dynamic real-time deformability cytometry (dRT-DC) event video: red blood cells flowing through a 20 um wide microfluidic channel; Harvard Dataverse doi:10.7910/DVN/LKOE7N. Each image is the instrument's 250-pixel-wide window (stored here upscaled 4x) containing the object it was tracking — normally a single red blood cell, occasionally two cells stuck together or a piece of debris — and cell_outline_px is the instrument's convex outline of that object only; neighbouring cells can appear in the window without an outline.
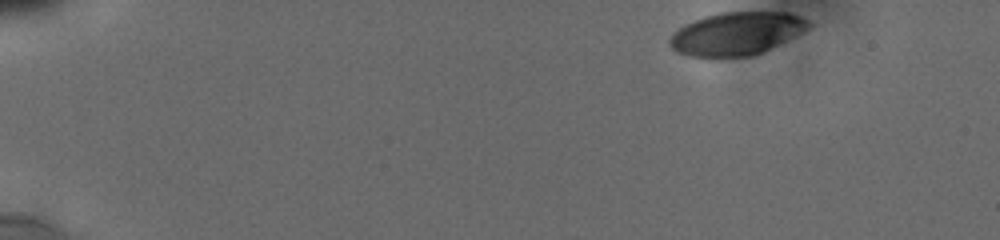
{"species": "human", "species_latin": "Homo sapiens", "temperature_condition": "cold", "stored_images_in_passage": 17, "camera_frame_rate_fps": 3000, "um_per_image_px": 0.085, "donor": {"sex": "male"}, "frame": {"image": 1, "passage_image": 1, "time_ms": 0.0, "image_size_px": [1000, 240], "cell_outline_px": [[812, 24], [808, 28], [752, 56], [688, 56], [676, 52], [668, 44], [668, 40], [672, 32], [684, 24], [704, 16], [720, 12], [788, 12], [800, 16], [808, 20]], "centroid_in_image_um": [62.52, 2.83], "position_along_channel_um": 22.5, "area_um2": 34.33}}
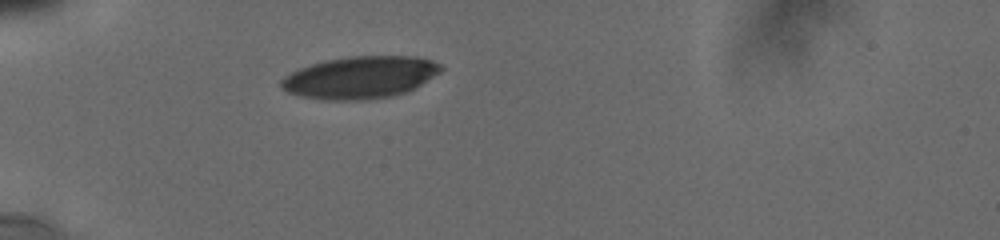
{"frame": {"image": 2, "passage_image": 10, "time_ms": 3.667, "image_size_px": [1000, 240], "cell_outline_px": [[444, 68], [440, 72], [416, 88], [392, 96], [368, 100], [320, 100], [300, 96], [288, 92], [280, 88], [280, 80], [284, 76], [300, 68], [324, 60], [348, 56], [416, 56], [432, 60], [440, 64]], "centroid_in_image_um": [30.61, 6.58], "position_along_channel_um": 54.4, "area_um2": 39.59}}
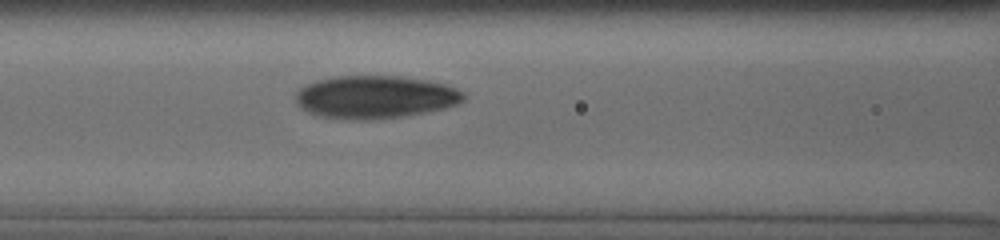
{"frame": {"image": 3, "passage_image": 17, "time_ms": 6.333, "image_size_px": [1000, 240], "cell_outline_px": [[464, 100], [456, 104], [444, 108], [404, 116], [368, 120], [348, 120], [316, 116], [308, 112], [296, 100], [296, 92], [300, 88], [316, 80], [336, 76], [400, 76], [428, 80], [444, 84], [464, 92]], "centroid_in_image_um": [31.88, 8.25], "position_along_channel_um": 134.7, "area_um2": 41.85}}